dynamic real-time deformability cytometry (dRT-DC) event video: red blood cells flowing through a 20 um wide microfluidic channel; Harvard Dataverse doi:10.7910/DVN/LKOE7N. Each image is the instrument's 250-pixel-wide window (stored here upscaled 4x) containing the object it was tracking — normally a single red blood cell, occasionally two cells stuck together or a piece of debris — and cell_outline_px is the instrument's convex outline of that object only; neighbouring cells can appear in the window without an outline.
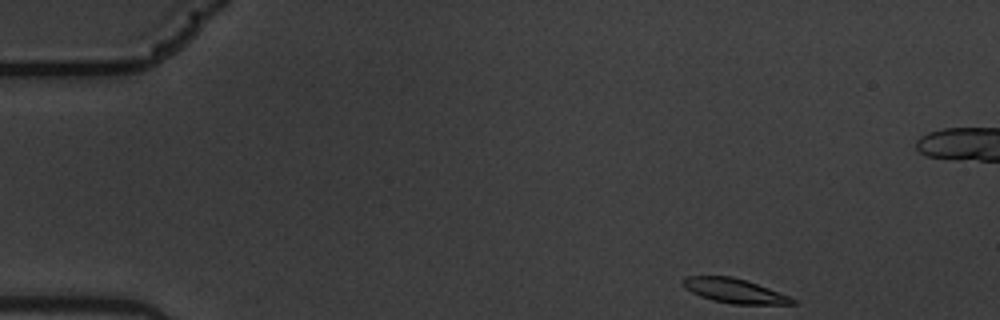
{"species": "common noctule bat (a hibernating species)", "species_latin": "Nyctalus noctula", "temperature_condition": "warm", "stored_images_in_passage": 10, "camera_frame_rate_fps": 3000, "um_per_image_px": 0.085, "animal": {"sex": "male", "body_mass_g": 19.5, "forearm_length_mm": 54.6}, "frame": {"image": 1, "passage_image": 1, "time_ms": 0.0, "image_size_px": [1000, 320], "cell_outline_px": [[796, 304], [732, 304], [712, 300], [700, 296], [684, 288], [684, 276], [732, 276], [756, 284], [788, 296], [796, 300]], "centroid_in_image_um": [62.39, 24.72], "position_along_channel_um": 22.6, "area_um2": 15.26}}